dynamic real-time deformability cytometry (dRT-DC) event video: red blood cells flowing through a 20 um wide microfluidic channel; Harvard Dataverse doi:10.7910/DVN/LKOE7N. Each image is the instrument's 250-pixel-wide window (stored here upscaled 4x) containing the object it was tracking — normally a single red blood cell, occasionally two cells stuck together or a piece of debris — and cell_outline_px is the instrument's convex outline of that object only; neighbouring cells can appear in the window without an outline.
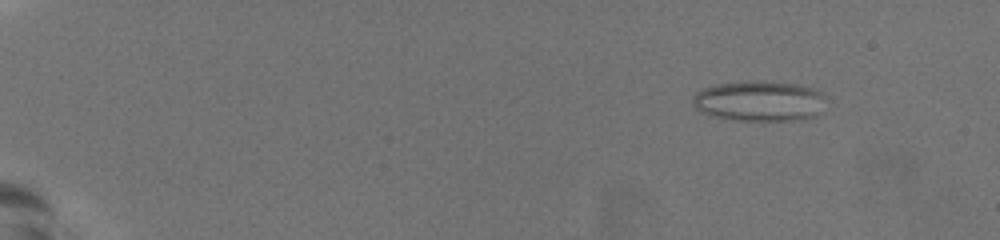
{"species": "common noctule bat (a hibernating species)", "species_latin": "Nyctalus noctula", "temperature_condition": "warm", "stored_images_in_passage": 59, "camera_frame_rate_fps": 3000, "um_per_image_px": 0.085, "animal": {"sex": "female", "body_mass_g": 19.5, "forearm_length_mm": 54.1}, "frame": {"image": 1, "passage_image": 8, "time_ms": 2.333, "image_size_px": [1000, 240], "cell_outline_px": [[824, 96], [816, 116], [796, 120], [736, 120], [712, 116], [700, 112], [692, 104], [692, 100], [696, 92], [704, 88], [716, 84], [752, 80], [764, 80], [796, 84], [816, 88]], "centroid_in_image_um": [64.49, 8.57], "position_along_channel_um": 20.5, "area_um2": 31.39}}
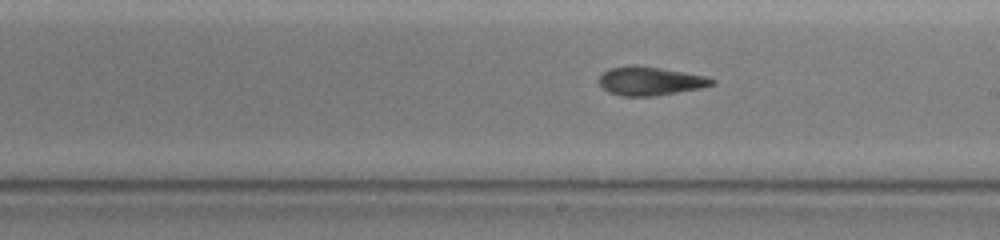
{"frame": {"image": 2, "passage_image": 37, "time_ms": 12.0, "image_size_px": [1000, 240], "cell_outline_px": [[716, 84], [700, 88], [656, 96], [620, 96], [608, 92], [600, 88], [600, 76], [604, 72], [612, 68], [656, 68], [684, 72], [704, 76], [716, 80]], "centroid_in_image_um": [55.3, 6.95], "position_along_channel_um": 233.7, "area_um2": 18.09}}
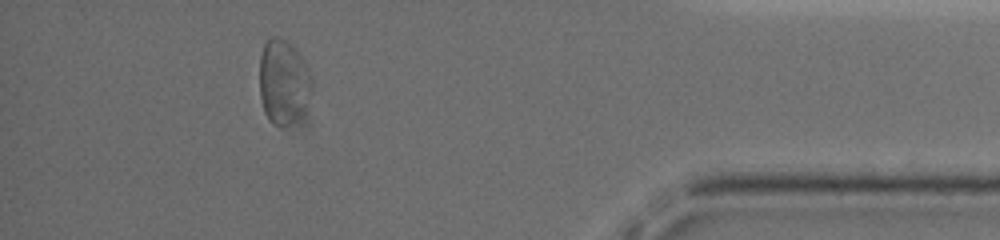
{"frame": {"image": 3, "passage_image": 54, "time_ms": 17.667, "image_size_px": [1000, 240], "cell_outline_px": [[312, 92], [304, 108], [296, 120], [288, 124], [272, 124], [268, 120], [264, 112], [260, 96], [260, 56], [264, 44], [268, 40], [276, 36], [292, 44], [312, 76]], "centroid_in_image_um": [24.08, 6.96], "position_along_channel_um": 411.1, "area_um2": 25.49}, "authors_computed_cell_mechanics": {"area_um2": 22.7154, "velocity_mm_per_s": 3.7942, "shape_relaxation_time_tau1_ms": 7.6794, "shape_relaxation_time_tau2_ms": 2.658, "deformation_change_tau1": 0.2039, "deformation_change_tau2": 0.1255}}